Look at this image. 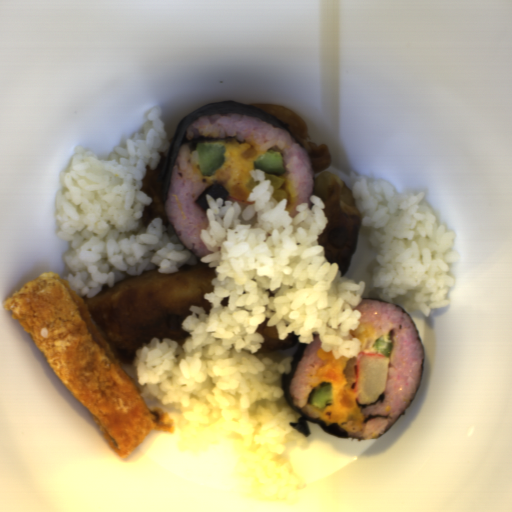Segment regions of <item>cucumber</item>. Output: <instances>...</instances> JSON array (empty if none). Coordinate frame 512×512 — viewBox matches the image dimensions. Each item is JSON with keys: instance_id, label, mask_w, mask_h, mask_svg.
Listing matches in <instances>:
<instances>
[{"instance_id": "obj_1", "label": "cucumber", "mask_w": 512, "mask_h": 512, "mask_svg": "<svg viewBox=\"0 0 512 512\" xmlns=\"http://www.w3.org/2000/svg\"><path fill=\"white\" fill-rule=\"evenodd\" d=\"M195 149L199 159V173L213 176L224 163V144L197 143Z\"/></svg>"}, {"instance_id": "obj_2", "label": "cucumber", "mask_w": 512, "mask_h": 512, "mask_svg": "<svg viewBox=\"0 0 512 512\" xmlns=\"http://www.w3.org/2000/svg\"><path fill=\"white\" fill-rule=\"evenodd\" d=\"M255 169H261L265 174L280 177L285 174L286 168L282 152L268 149L253 163Z\"/></svg>"}, {"instance_id": "obj_3", "label": "cucumber", "mask_w": 512, "mask_h": 512, "mask_svg": "<svg viewBox=\"0 0 512 512\" xmlns=\"http://www.w3.org/2000/svg\"><path fill=\"white\" fill-rule=\"evenodd\" d=\"M332 403V385L328 382H321L310 392L308 404L319 411H323L326 405Z\"/></svg>"}, {"instance_id": "obj_4", "label": "cucumber", "mask_w": 512, "mask_h": 512, "mask_svg": "<svg viewBox=\"0 0 512 512\" xmlns=\"http://www.w3.org/2000/svg\"><path fill=\"white\" fill-rule=\"evenodd\" d=\"M392 348L393 344L390 338V332H386L379 336L373 346L374 353L382 354L388 357L392 351Z\"/></svg>"}]
</instances>
